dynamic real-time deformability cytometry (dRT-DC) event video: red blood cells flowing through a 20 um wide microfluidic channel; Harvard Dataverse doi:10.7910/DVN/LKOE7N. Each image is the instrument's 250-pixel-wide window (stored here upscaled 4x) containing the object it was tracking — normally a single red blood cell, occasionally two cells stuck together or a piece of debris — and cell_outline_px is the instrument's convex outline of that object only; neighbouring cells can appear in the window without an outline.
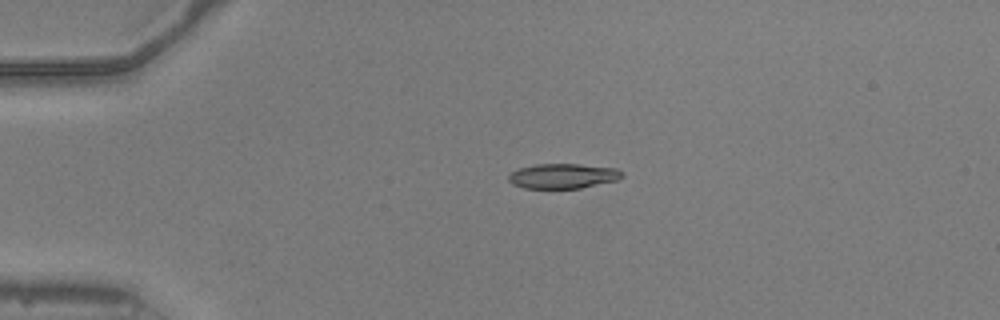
{"species": "common noctule bat (a hibernating species)", "species_latin": "Nyctalus noctula", "temperature_condition": "warm", "stored_images_in_passage": 41, "camera_frame_rate_fps": 3000, "um_per_image_px": 0.085, "animal": {"sex": "male", "body_mass_g": 20.5, "forearm_length_mm": 52.5}, "frame": {"image": 1, "passage_image": 1, "time_ms": 0.0, "image_size_px": [1000, 320], "cell_outline_px": [[624, 176], [616, 180], [580, 188], [524, 188], [512, 184], [508, 180], [508, 176], [512, 172], [520, 168], [536, 164], [580, 164], [616, 168], [624, 172]], "centroid_in_image_um": [47.86, 14.96], "position_along_channel_um": 37.1, "area_um2": 16.42}}
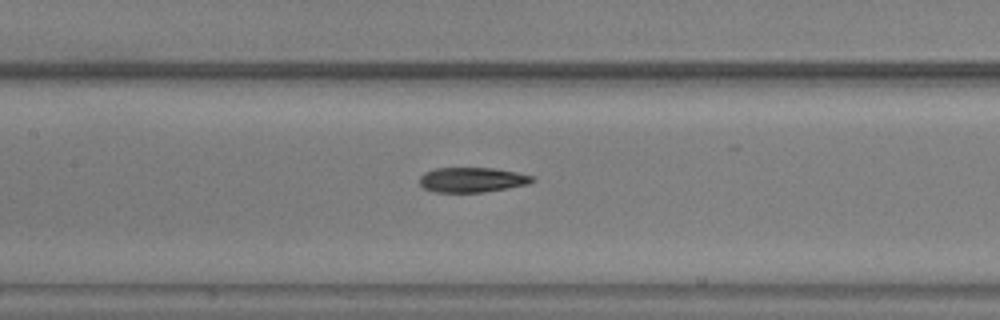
{"frame": {"image": 2, "passage_image": 14, "time_ms": 4.333, "image_size_px": [1000, 320], "cell_outline_px": [[536, 180], [528, 184], [508, 188], [484, 192], [436, 192], [424, 188], [420, 184], [420, 176], [424, 172], [436, 168], [492, 168], [516, 172], [536, 176]], "centroid_in_image_um": [40.16, 15.28], "position_along_channel_um": 167.2, "area_um2": 16.42}}
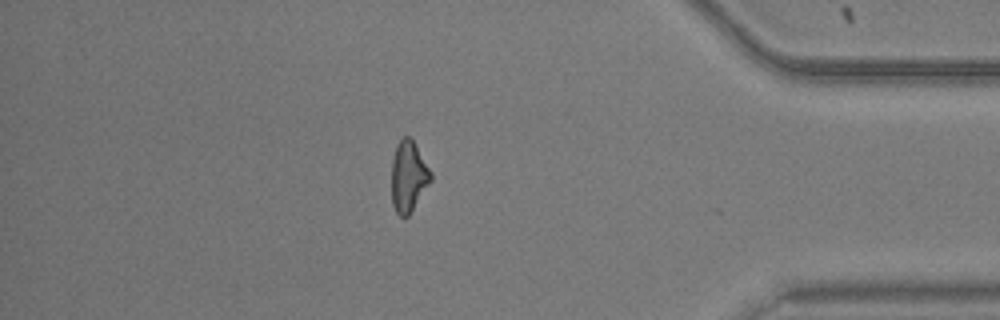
{"frame": {"image": 3, "passage_image": 34, "time_ms": 11.0, "image_size_px": [1000, 320], "cell_outline_px": [[432, 180], [408, 216], [400, 216], [396, 212], [392, 204], [392, 160], [396, 144], [404, 136], [408, 136], [412, 140], [432, 172]], "centroid_in_image_um": [34.72, 15.0], "position_along_channel_um": 400.5, "area_um2": 16.07}, "authors_computed_cell_mechanics": {"area_um2": 16.9354, "velocity_mm_per_s": 3.9644, "shape_relaxation_time_tau1_ms": null, "shape_relaxation_time_tau2_ms": 6.6537, "deformation_change_tau1": null, "deformation_change_tau2": 0.1584}}